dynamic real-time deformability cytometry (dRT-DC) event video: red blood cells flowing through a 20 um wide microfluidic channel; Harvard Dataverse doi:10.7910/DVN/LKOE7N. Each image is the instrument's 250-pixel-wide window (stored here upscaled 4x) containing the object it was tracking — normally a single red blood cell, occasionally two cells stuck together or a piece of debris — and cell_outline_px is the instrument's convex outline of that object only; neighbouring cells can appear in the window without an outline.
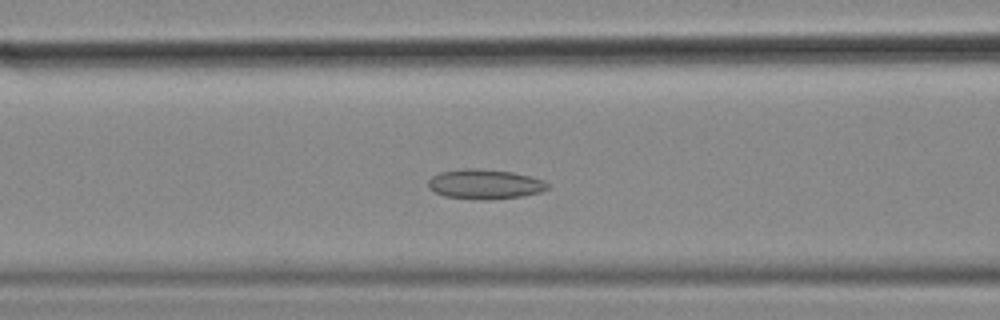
{"species": "common noctule bat (a hibernating species)", "species_latin": "Nyctalus noctula", "temperature_condition": "cold", "stored_images_in_passage": 48, "camera_frame_rate_fps": 3000, "um_per_image_px": 0.085, "animal": {"sex": "female", "body_mass_g": 18.4}, "frame": {"image": 1, "passage_image": 22, "time_ms": 7.0, "image_size_px": [1000, 320], "cell_outline_px": [[548, 188], [540, 192], [524, 196], [492, 200], [484, 200], [444, 196], [428, 188], [428, 180], [432, 176], [440, 172], [464, 168], [476, 168], [512, 172], [544, 180], [548, 184]], "centroid_in_image_um": [41.2, 15.66], "position_along_channel_um": 125.4, "area_um2": 20.75}}
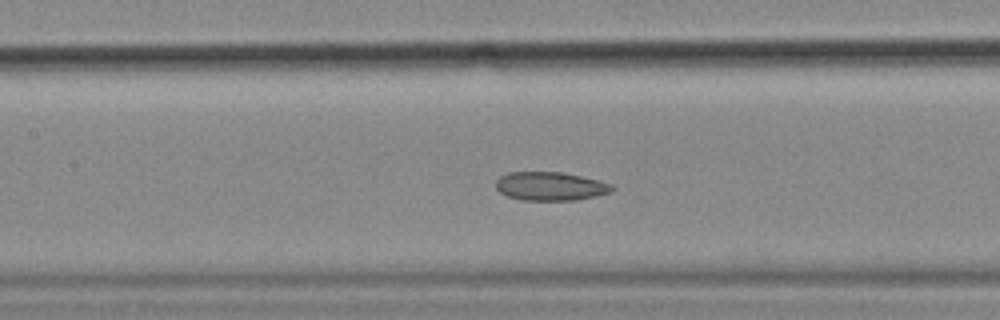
{"frame": {"image": 2, "passage_image": 25, "time_ms": 8.0, "image_size_px": [1000, 320], "cell_outline_px": [[616, 188], [612, 192], [596, 196], [576, 200], [520, 200], [508, 196], [500, 192], [496, 188], [496, 180], [500, 176], [508, 172], [564, 172], [600, 180], [612, 184]], "centroid_in_image_um": [46.82, 15.82], "position_along_channel_um": 160.6, "area_um2": 19.59}}
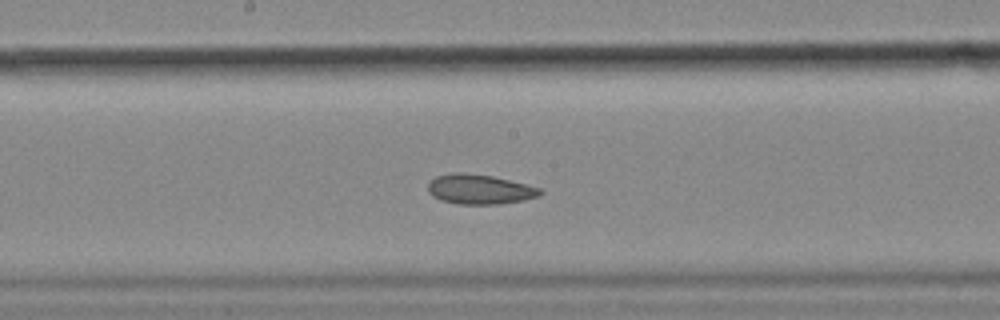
{"frame": {"image": 3, "passage_image": 29, "time_ms": 9.333, "image_size_px": [1000, 320], "cell_outline_px": [[544, 192], [540, 196], [524, 200], [500, 204], [460, 204], [440, 200], [432, 196], [428, 192], [428, 184], [436, 176], [456, 172], [492, 176], [540, 188]], "centroid_in_image_um": [40.77, 16.1], "position_along_channel_um": 207.4, "area_um2": 19.31}, "authors_computed_cell_mechanics": {"area_um2": 21.7617, "velocity_mm_per_s": 3.5271, "shape_relaxation_time_tau1_ms": null, "shape_relaxation_time_tau2_ms": 3.8788, "deformation_change_tau1": null, "deformation_change_tau2": 0.102}}